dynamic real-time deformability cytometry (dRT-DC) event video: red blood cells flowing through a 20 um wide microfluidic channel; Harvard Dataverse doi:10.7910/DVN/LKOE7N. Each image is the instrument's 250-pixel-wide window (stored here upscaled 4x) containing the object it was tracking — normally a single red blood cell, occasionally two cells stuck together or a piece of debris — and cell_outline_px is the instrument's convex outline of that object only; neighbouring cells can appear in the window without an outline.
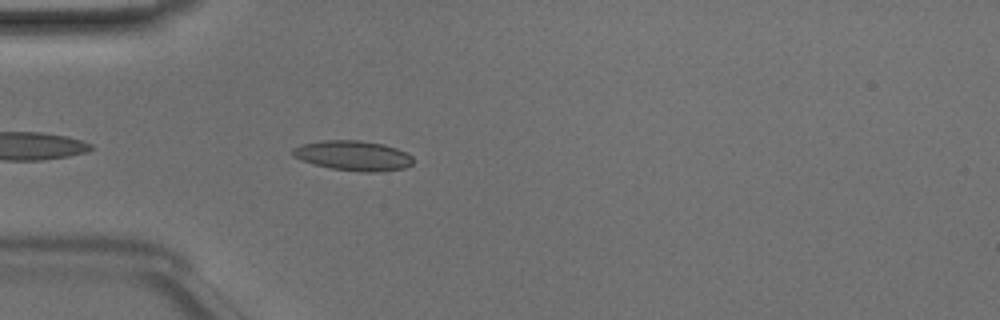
{"species": "Egyptian fruit bat (a non-hibernating species)", "species_latin": "Rousettus aegyptiacus", "temperature_condition": "room temperature", "stored_images_in_passage": 38, "camera_frame_rate_fps": 3000, "um_per_image_px": 0.085, "animal": {"sex": "male"}, "frame": {"image": 1, "passage_image": 3, "time_ms": 0.667, "image_size_px": [1000, 320], "cell_outline_px": [[412, 164], [404, 168], [372, 172], [364, 172], [332, 168], [300, 160], [292, 156], [292, 148], [300, 144], [324, 140], [360, 140], [384, 144], [396, 148], [412, 156]], "centroid_in_image_um": [29.98, 13.21], "position_along_channel_um": 55.0, "area_um2": 20.87}}
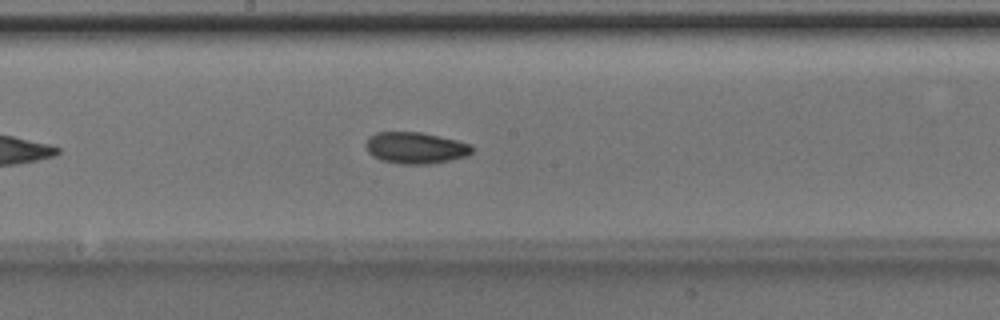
{"frame": {"image": 2, "passage_image": 15, "time_ms": 4.667, "image_size_px": [1000, 320], "cell_outline_px": [[472, 152], [468, 156], [428, 164], [400, 164], [380, 160], [372, 156], [368, 152], [364, 144], [368, 136], [376, 132], [420, 132], [456, 140], [468, 144], [472, 148]], "centroid_in_image_um": [35.25, 12.57], "position_along_channel_um": 213.0, "area_um2": 19.48}}
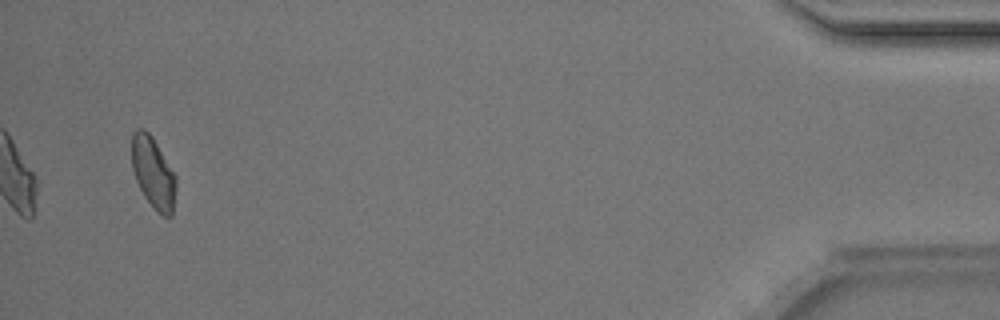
{"frame": {"image": 3, "passage_image": 36, "time_ms": 11.667, "image_size_px": [1000, 320], "cell_outline_px": [[176, 188], [172, 216], [164, 216], [144, 196], [136, 180], [132, 168], [132, 132], [136, 128], [144, 128], [152, 136], [176, 176]], "centroid_in_image_um": [13.01, 14.63], "position_along_channel_um": 422.2, "area_um2": 18.15}, "authors_computed_cell_mechanics": {"area_um2": 18.6983, "velocity_mm_per_s": 4.122, "shape_relaxation_time_tau1_ms": 10.2993, "shape_relaxation_time_tau2_ms": 3.3205, "deformation_change_tau1": 0.1688, "deformation_change_tau2": 0.0852}}